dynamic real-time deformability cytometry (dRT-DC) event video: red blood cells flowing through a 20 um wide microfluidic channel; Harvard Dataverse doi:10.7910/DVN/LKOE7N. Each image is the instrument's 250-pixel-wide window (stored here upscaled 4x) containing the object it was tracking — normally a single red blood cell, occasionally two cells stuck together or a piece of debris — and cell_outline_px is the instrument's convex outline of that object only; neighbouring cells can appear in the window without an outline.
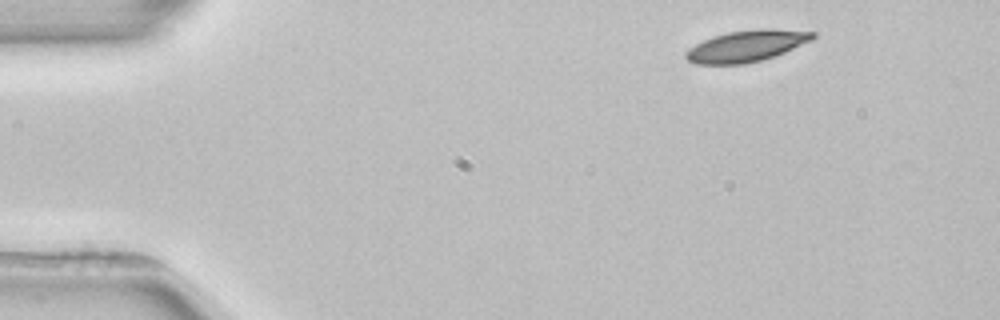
{"species": "common noctule bat (a hibernating species)", "species_latin": "Nyctalus noctula", "temperature_condition": "room temperature", "stored_images_in_passage": 3, "camera_frame_rate_fps": 3000, "um_per_image_px": 0.085, "animal": {"sex": "female", "body_mass_g": 22.7, "forearm_length_mm": 54.2}, "frame": {"image": 1, "passage_image": 1, "time_ms": 0.0, "image_size_px": [1000, 320], "cell_outline_px": [[816, 36], [812, 40], [784, 52], [760, 60], [744, 64], [696, 64], [688, 60], [684, 56], [684, 52], [688, 48], [712, 36], [728, 32], [756, 28], [772, 28], [816, 32]], "centroid_in_image_um": [63.44, 3.89], "position_along_channel_um": 21.6, "area_um2": 23.24}}